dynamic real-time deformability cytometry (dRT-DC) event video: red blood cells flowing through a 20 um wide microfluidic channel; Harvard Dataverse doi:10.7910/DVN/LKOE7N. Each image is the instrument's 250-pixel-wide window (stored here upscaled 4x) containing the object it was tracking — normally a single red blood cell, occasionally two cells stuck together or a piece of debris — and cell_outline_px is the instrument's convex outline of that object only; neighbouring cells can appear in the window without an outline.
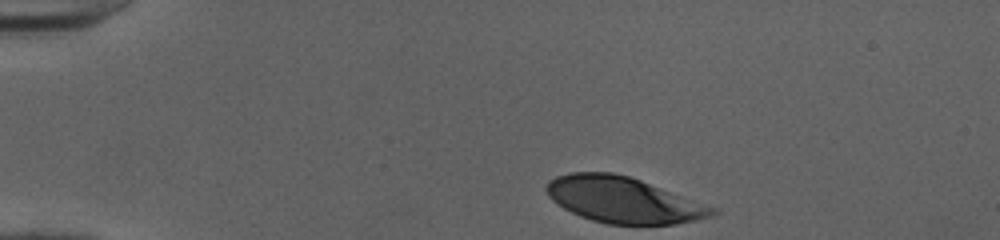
{"species": "human", "species_latin": "Homo sapiens", "temperature_condition": "cold", "stored_images_in_passage": 34, "camera_frame_rate_fps": 3000, "um_per_image_px": 0.085, "donor": {"sex": "female"}, "frame": {"image": 1, "passage_image": 1, "time_ms": 0.0, "image_size_px": [1000, 240], "cell_outline_px": [[720, 212], [716, 216], [696, 220], [672, 224], [608, 224], [592, 220], [580, 216], [564, 208], [552, 200], [548, 196], [544, 188], [548, 180], [556, 176], [568, 172], [612, 172], [628, 176], [640, 180], [720, 208]], "centroid_in_image_um": [53.02, 16.99], "position_along_channel_um": 32.0, "area_um2": 44.74}}
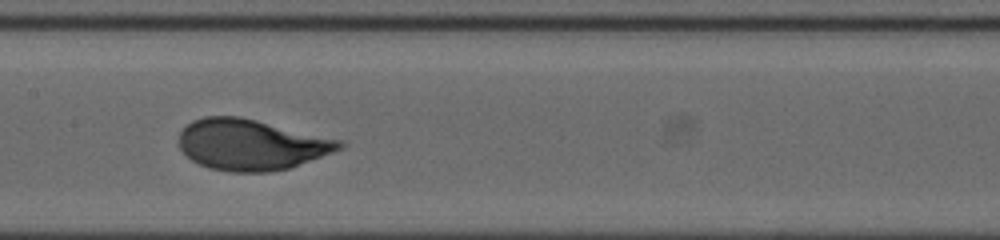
{"frame": {"image": 2, "passage_image": 18, "time_ms": 5.667, "image_size_px": [1000, 240], "cell_outline_px": [[348, 144], [344, 148], [288, 168], [268, 172], [232, 172], [208, 168], [192, 160], [180, 148], [180, 132], [192, 120], [204, 116], [240, 116], [344, 140]], "centroid_in_image_um": [21.39, 12.28], "position_along_channel_um": 186.0, "area_um2": 47.63}}
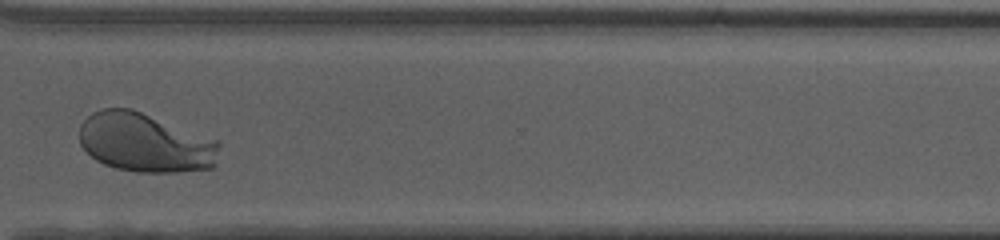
{"frame": {"image": 3, "passage_image": 31, "time_ms": 10.0, "image_size_px": [1000, 240], "cell_outline_px": [[220, 144], [216, 164], [212, 168], [180, 172], [136, 172], [116, 168], [104, 164], [96, 160], [80, 144], [80, 124], [92, 112], [100, 108], [132, 108], [216, 140]], "centroid_in_image_um": [12.33, 12.13], "position_along_channel_um": 358.3, "area_um2": 48.21}, "authors_computed_cell_mechanics": {"area_um2": 47.3093, "velocity_mm_per_s": 3.9779, "shape_relaxation_time_tau1_ms": 2.4201, "shape_relaxation_time_tau2_ms": null, "deformation_change_tau1": 0.1862, "deformation_change_tau2": null}}